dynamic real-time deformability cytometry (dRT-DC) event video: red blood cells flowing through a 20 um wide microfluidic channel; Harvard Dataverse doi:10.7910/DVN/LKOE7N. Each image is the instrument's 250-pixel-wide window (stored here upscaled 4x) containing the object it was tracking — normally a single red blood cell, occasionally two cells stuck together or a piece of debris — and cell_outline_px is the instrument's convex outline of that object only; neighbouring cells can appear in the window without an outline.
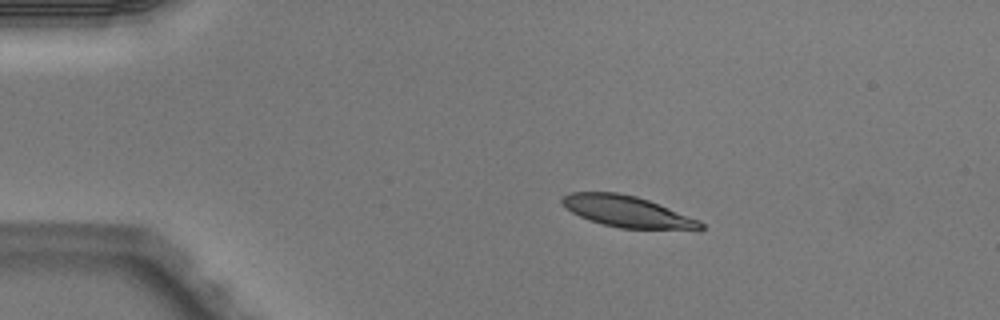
{"species": "Egyptian fruit bat (a non-hibernating species)", "species_latin": "Rousettus aegyptiacus", "temperature_condition": "warm", "stored_images_in_passage": 2, "camera_frame_rate_fps": 3000, "um_per_image_px": 0.085, "animal": {"sex": "male"}, "frame": {"image": 1, "passage_image": 1, "time_ms": 0.0, "image_size_px": [1000, 320], "cell_outline_px": [[704, 228], [700, 232], [696, 232], [620, 228], [588, 220], [572, 212], [560, 200], [568, 192], [616, 192], [636, 196], [648, 200], [700, 220], [704, 224]], "centroid_in_image_um": [53.45, 18.03], "position_along_channel_um": 31.5, "area_um2": 25.84}}